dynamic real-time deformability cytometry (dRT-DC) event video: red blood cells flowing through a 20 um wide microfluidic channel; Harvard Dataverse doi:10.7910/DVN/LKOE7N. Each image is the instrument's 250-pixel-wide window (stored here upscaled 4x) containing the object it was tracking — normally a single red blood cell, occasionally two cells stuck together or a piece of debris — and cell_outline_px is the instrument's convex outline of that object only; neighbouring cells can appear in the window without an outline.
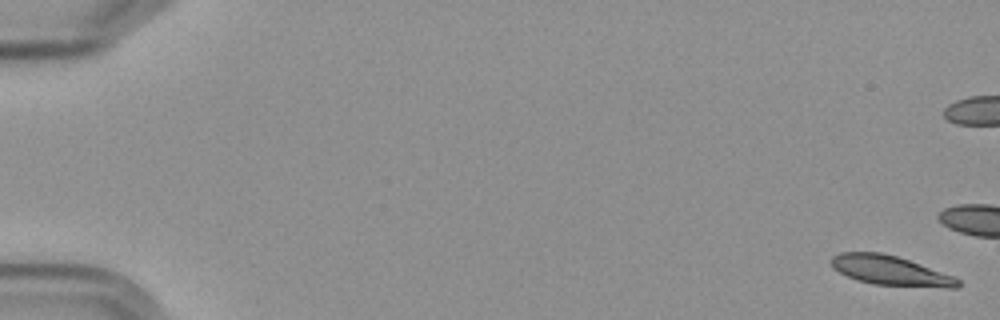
{"species": "Egyptian fruit bat (a non-hibernating species)", "species_latin": "Rousettus aegyptiacus", "temperature_condition": "cold", "stored_images_in_passage": 6, "camera_frame_rate_fps": 3000, "um_per_image_px": 0.085, "frame": {"image": 1, "passage_image": 1, "time_ms": 0.0, "image_size_px": [1000, 320], "cell_outline_px": [[960, 284], [956, 288], [948, 288], [872, 284], [856, 280], [832, 268], [828, 260], [832, 256], [840, 252], [880, 252], [896, 256], [920, 264], [952, 276], [960, 280]], "centroid_in_image_um": [75.62, 22.99], "position_along_channel_um": 9.4, "area_um2": 21.79}}